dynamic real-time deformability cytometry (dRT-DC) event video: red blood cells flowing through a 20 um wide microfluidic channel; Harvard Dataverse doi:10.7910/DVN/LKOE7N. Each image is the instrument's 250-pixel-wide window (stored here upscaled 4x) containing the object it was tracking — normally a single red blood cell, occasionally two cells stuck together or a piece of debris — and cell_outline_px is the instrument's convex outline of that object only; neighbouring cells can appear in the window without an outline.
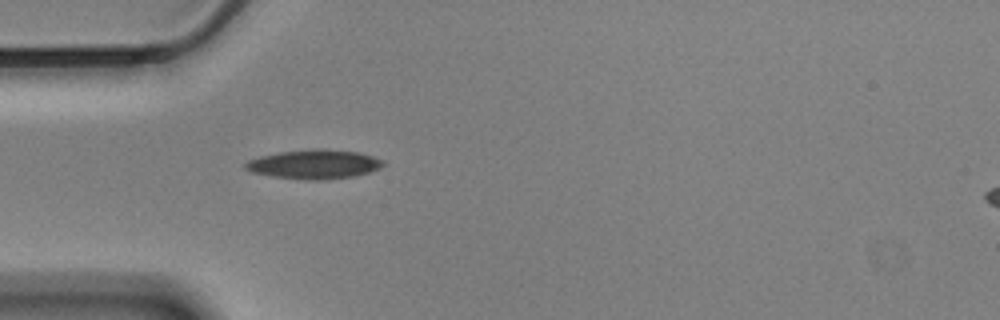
{"species": "Egyptian fruit bat (a non-hibernating species)", "species_latin": "Rousettus aegyptiacus", "temperature_condition": "cold", "stored_images_in_passage": 35, "camera_frame_rate_fps": 3000, "um_per_image_px": 0.085, "animal": {"sex": "male"}, "frame": {"image": 1, "passage_image": 1, "time_ms": 0.0, "image_size_px": [1000, 320], "cell_outline_px": [[384, 164], [380, 168], [368, 172], [352, 176], [324, 180], [308, 180], [272, 176], [252, 172], [244, 168], [244, 164], [248, 160], [260, 156], [280, 152], [316, 148], [324, 148], [356, 152], [372, 156], [384, 160]], "centroid_in_image_um": [26.69, 13.95], "position_along_channel_um": 58.3, "area_um2": 23.35}}
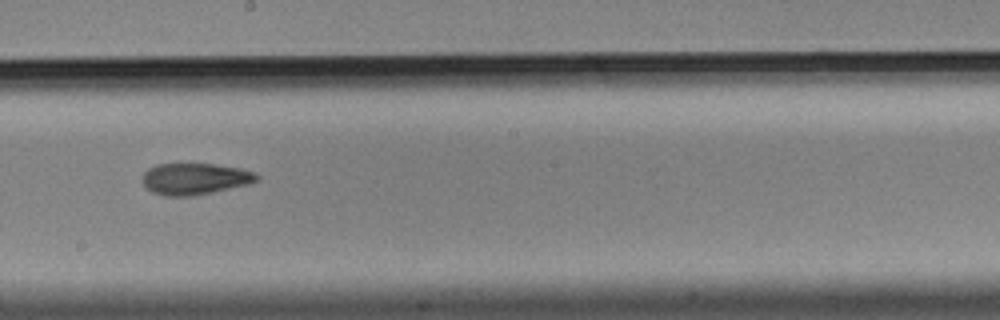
{"frame": {"image": 2, "passage_image": 16, "time_ms": 5.0, "image_size_px": [1000, 320], "cell_outline_px": [[260, 176], [256, 180], [248, 184], [212, 192], [192, 196], [164, 196], [152, 192], [140, 180], [144, 172], [148, 168], [156, 164], [212, 164], [240, 168], [256, 172]], "centroid_in_image_um": [16.53, 15.2], "position_along_channel_um": 231.7, "area_um2": 20.98}}
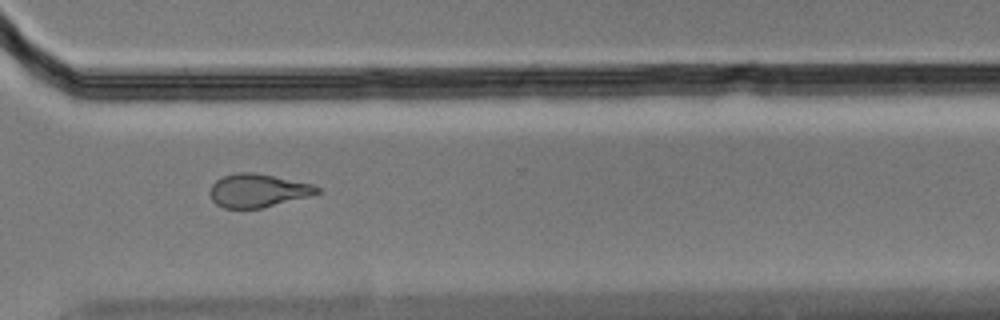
{"frame": {"image": 3, "passage_image": 26, "time_ms": 8.333, "image_size_px": [1000, 320], "cell_outline_px": [[320, 192], [308, 196], [260, 208], [224, 208], [216, 204], [212, 200], [208, 192], [212, 184], [216, 180], [224, 176], [236, 172], [252, 172], [312, 184], [320, 188]], "centroid_in_image_um": [21.86, 16.19], "position_along_channel_um": 348.7, "area_um2": 20.52}, "authors_computed_cell_mechanics": {"area_um2": 21.386, "velocity_mm_per_s": 3.5197, "shape_relaxation_time_tau1_ms": 6.9782, "shape_relaxation_time_tau2_ms": 5.8499, "deformation_change_tau1": 0.1739, "deformation_change_tau2": 0.1408}}